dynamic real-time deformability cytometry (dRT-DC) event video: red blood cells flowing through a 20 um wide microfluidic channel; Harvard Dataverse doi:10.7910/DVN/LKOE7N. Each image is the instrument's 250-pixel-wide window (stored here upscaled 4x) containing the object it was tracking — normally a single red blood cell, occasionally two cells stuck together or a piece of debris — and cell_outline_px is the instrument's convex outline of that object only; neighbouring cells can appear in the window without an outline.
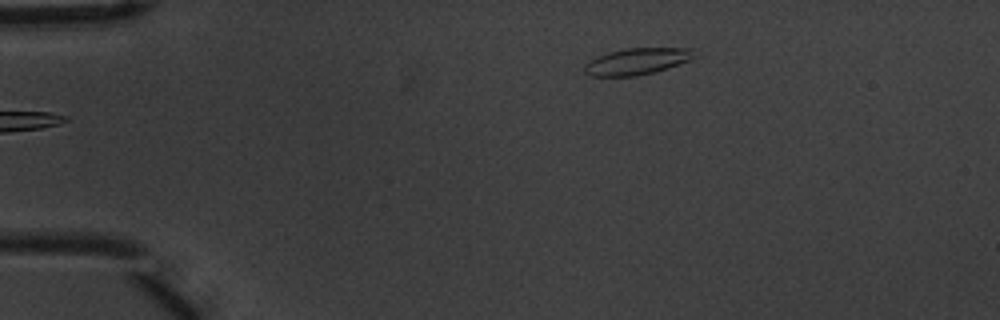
{"species": "common noctule bat (a hibernating species)", "species_latin": "Nyctalus noctula", "temperature_condition": "warm", "stored_images_in_passage": 2, "camera_frame_rate_fps": 3000, "um_per_image_px": 0.085, "animal": {"sex": "male", "body_mass_g": 20.1, "forearm_length_mm": 53.5}, "frame": {"image": 1, "passage_image": 1, "time_ms": 0.0, "image_size_px": [1000, 320], "cell_outline_px": [[700, 56], [692, 60], [656, 72], [636, 76], [592, 76], [584, 72], [584, 64], [588, 60], [596, 56], [608, 52], [628, 48], [692, 48]], "centroid_in_image_um": [54.2, 5.21], "position_along_channel_um": 30.8, "area_um2": 17.4}}